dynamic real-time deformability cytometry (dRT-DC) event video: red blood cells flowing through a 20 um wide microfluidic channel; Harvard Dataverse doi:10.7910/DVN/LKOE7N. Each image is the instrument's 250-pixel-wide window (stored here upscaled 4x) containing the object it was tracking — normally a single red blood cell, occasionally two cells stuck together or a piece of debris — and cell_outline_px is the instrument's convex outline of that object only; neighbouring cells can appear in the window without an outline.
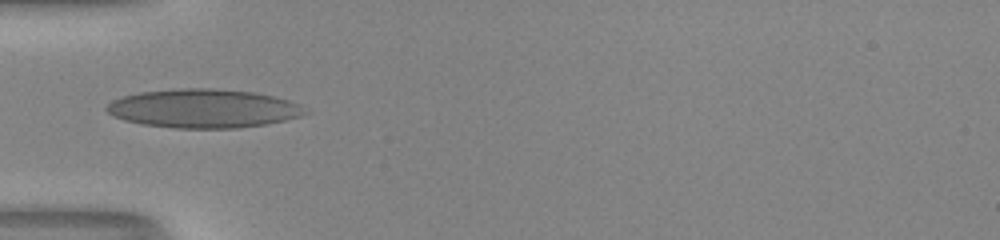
{"species": "human", "species_latin": "Homo sapiens", "temperature_condition": "room temperature", "stored_images_in_passage": 35, "camera_frame_rate_fps": 3000, "um_per_image_px": 0.085, "donor": {"sex": "male"}, "frame": {"image": 1, "passage_image": 1, "time_ms": 0.0, "image_size_px": [1000, 240], "cell_outline_px": [[312, 112], [300, 116], [284, 120], [264, 124], [240, 128], [172, 128], [144, 124], [124, 120], [112, 116], [104, 108], [112, 100], [124, 96], [140, 92], [180, 88], [212, 88], [252, 92], [272, 96], [288, 100], [300, 104]], "centroid_in_image_um": [17.3, 9.22], "position_along_channel_um": 67.7, "area_um2": 44.85}}
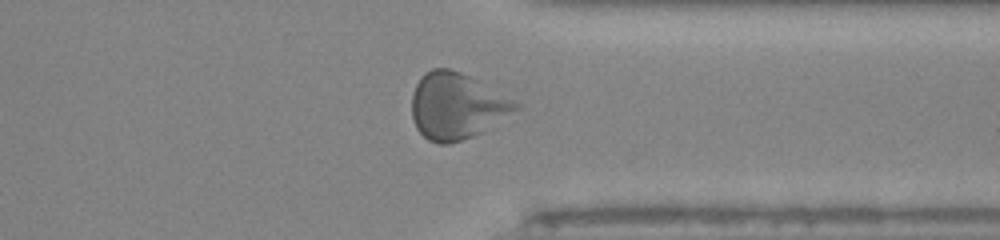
{"frame": {"image": 2, "passage_image": 24, "time_ms": 7.667, "image_size_px": [1000, 240], "cell_outline_px": [[524, 108], [484, 132], [448, 144], [436, 144], [428, 140], [416, 128], [412, 116], [412, 92], [420, 76], [424, 72], [432, 68], [448, 68], [460, 72], [524, 104]], "centroid_in_image_um": [38.87, 9.03], "position_along_channel_um": 372.5, "area_um2": 40.75}}
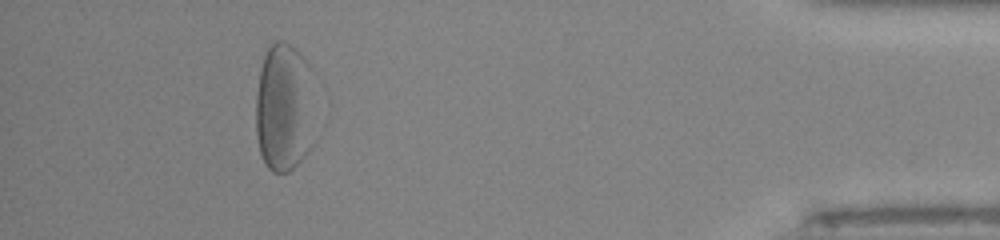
{"frame": {"image": 3, "passage_image": 31, "time_ms": 10.0, "image_size_px": [1000, 240], "cell_outline_px": [[320, 136], [308, 152], [288, 172], [272, 172], [264, 164], [260, 152], [256, 136], [256, 92], [260, 68], [264, 56], [268, 48], [276, 40], [284, 40], [308, 64]], "centroid_in_image_um": [24.21, 9.23], "position_along_channel_um": 411.0, "area_um2": 46.07}, "authors_computed_cell_mechanics": {"area_um2": 40.8068, "velocity_mm_per_s": 4.0022, "shape_relaxation_time_tau1_ms": null, "shape_relaxation_time_tau2_ms": 1.0308, "deformation_change_tau1": null, "deformation_change_tau2": 0.0848}}